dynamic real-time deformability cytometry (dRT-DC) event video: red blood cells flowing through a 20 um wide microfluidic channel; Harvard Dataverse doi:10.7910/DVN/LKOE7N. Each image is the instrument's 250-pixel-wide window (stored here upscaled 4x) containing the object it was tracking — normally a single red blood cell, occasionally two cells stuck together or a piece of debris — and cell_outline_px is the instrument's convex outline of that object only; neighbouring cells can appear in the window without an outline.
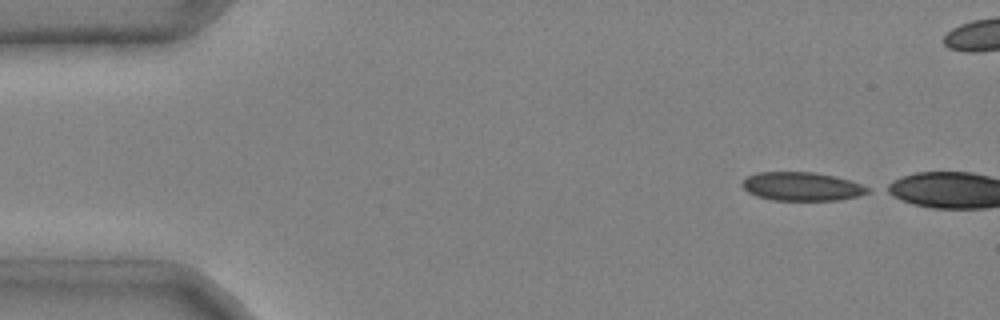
{"species": "common noctule bat (a hibernating species)", "species_latin": "Nyctalus noctula", "temperature_condition": "cold", "stored_images_in_passage": 4, "camera_frame_rate_fps": 3000, "um_per_image_px": 0.085, "animal": {"sex": "male", "body_mass_g": 20.4}, "frame": {"image": 1, "passage_image": 1, "time_ms": 0.0, "image_size_px": [1000, 320], "cell_outline_px": [[868, 192], [856, 196], [840, 200], [772, 200], [756, 196], [748, 192], [740, 184], [748, 176], [756, 172], [812, 172], [836, 176], [860, 184], [868, 188]], "centroid_in_image_um": [68.1, 15.85], "position_along_channel_um": 16.9, "area_um2": 20.75}}